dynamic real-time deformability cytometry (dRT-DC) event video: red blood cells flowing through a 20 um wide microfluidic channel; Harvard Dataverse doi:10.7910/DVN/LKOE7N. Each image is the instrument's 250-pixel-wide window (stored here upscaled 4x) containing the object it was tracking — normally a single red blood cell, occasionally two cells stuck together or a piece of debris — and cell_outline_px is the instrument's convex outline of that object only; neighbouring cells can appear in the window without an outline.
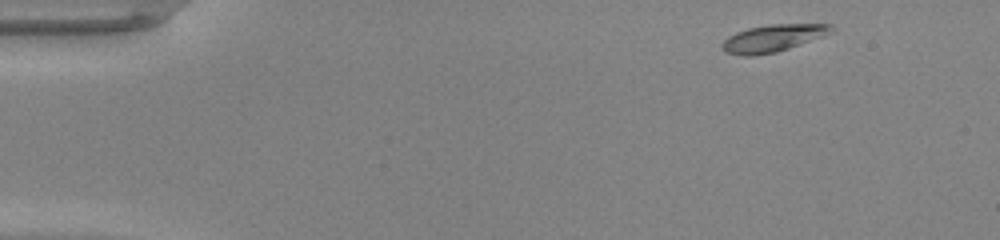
{"species": "common noctule bat (a hibernating species)", "species_latin": "Nyctalus noctula", "temperature_condition": "warm", "stored_images_in_passage": 44, "camera_frame_rate_fps": 3000, "um_per_image_px": 0.085, "animal": {"sex": "male", "body_mass_g": 20.0, "forearm_length_mm": 53.3}, "frame": {"image": 1, "passage_image": 1, "time_ms": 0.0, "image_size_px": [1000, 240], "cell_outline_px": [[836, 28], [832, 32], [824, 36], [776, 52], [752, 56], [744, 56], [724, 52], [720, 48], [720, 44], [728, 36], [736, 32], [748, 28], [768, 24], [832, 24]], "centroid_in_image_um": [65.68, 3.24], "position_along_channel_um": 19.3, "area_um2": 17.46}}
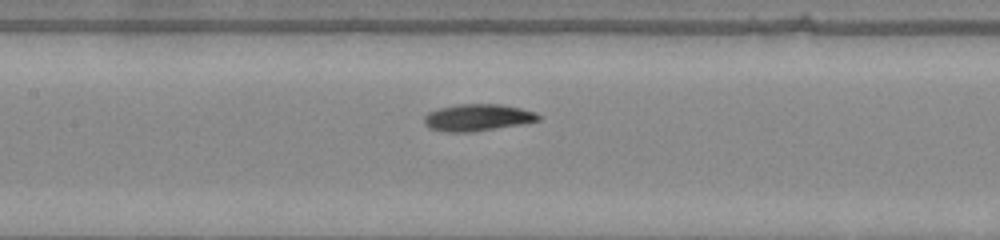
{"frame": {"image": 2, "passage_image": 19, "time_ms": 6.0, "image_size_px": [1000, 240], "cell_outline_px": [[540, 120], [520, 124], [472, 132], [444, 132], [428, 128], [424, 124], [424, 116], [428, 112], [440, 108], [460, 104], [500, 104], [520, 108], [536, 112], [540, 116]], "centroid_in_image_um": [40.56, 9.99], "position_along_channel_um": 166.8, "area_um2": 17.86}}
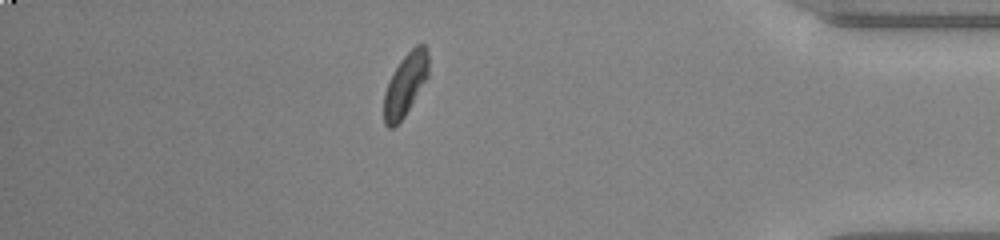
{"frame": {"image": 3, "passage_image": 38, "time_ms": 12.333, "image_size_px": [1000, 240], "cell_outline_px": [[428, 76], [404, 116], [392, 128], [388, 128], [384, 124], [384, 92], [400, 60], [416, 44], [424, 44], [428, 52]], "centroid_in_image_um": [34.46, 7.18], "position_along_channel_um": 400.7, "area_um2": 15.84}, "authors_computed_cell_mechanics": {"area_um2": 17.3978, "velocity_mm_per_s": 4.2573, "shape_relaxation_time_tau1_ms": 2.7142, "shape_relaxation_time_tau2_ms": 2.4437, "deformation_change_tau1": 0.1345, "deformation_change_tau2": 0.0686}}